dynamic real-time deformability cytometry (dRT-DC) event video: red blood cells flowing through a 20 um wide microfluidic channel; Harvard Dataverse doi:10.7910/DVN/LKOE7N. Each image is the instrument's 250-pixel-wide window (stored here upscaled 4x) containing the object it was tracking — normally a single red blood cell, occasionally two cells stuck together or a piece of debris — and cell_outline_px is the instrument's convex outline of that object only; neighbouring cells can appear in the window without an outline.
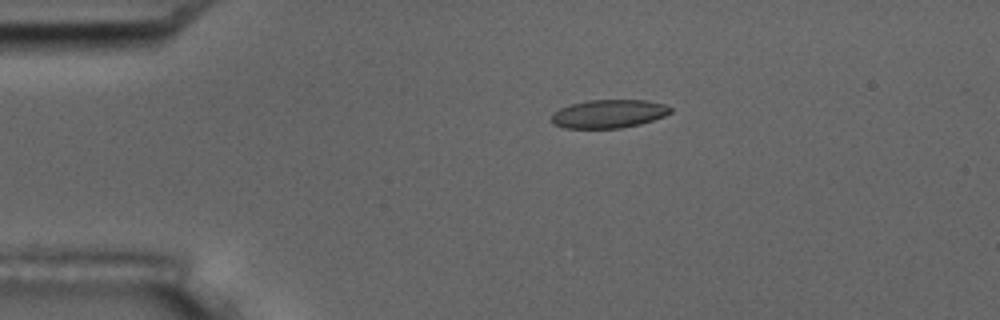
{"species": "common noctule bat (a hibernating species)", "species_latin": "Nyctalus noctula", "temperature_condition": "room temperature", "stored_images_in_passage": 8, "camera_frame_rate_fps": 3000, "um_per_image_px": 0.085, "animal": {"sex": "male", "body_mass_g": 17.5, "forearm_length_mm": 52.3}, "frame": {"image": 1, "passage_image": 3, "time_ms": 3.333, "image_size_px": [1000, 320], "cell_outline_px": [[672, 112], [664, 116], [640, 124], [620, 128], [564, 128], [552, 124], [552, 112], [560, 108], [572, 104], [588, 100], [648, 100], [664, 104], [672, 108]], "centroid_in_image_um": [51.74, 9.67], "position_along_channel_um": 33.3, "area_um2": 19.71}}
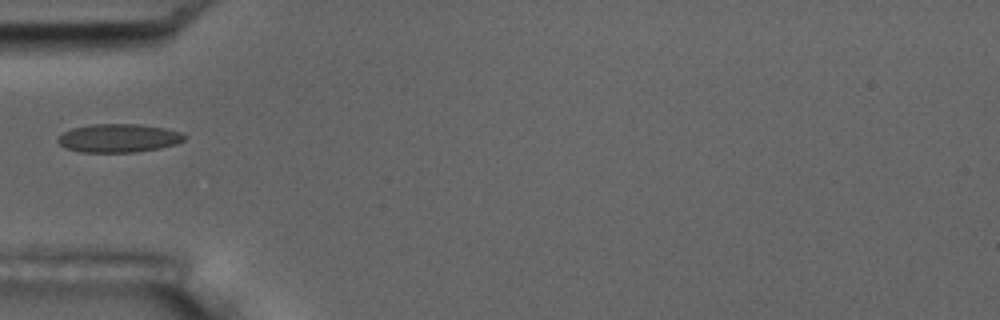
{"frame": {"image": 2, "passage_image": 5, "time_ms": 5.667, "image_size_px": [1000, 320], "cell_outline_px": [[188, 136], [184, 140], [176, 144], [160, 148], [136, 152], [80, 152], [64, 148], [56, 140], [56, 136], [72, 128], [92, 124], [140, 124], [164, 128], [184, 132]], "centroid_in_image_um": [10.09, 11.74], "position_along_channel_um": 74.9, "area_um2": 21.27}}
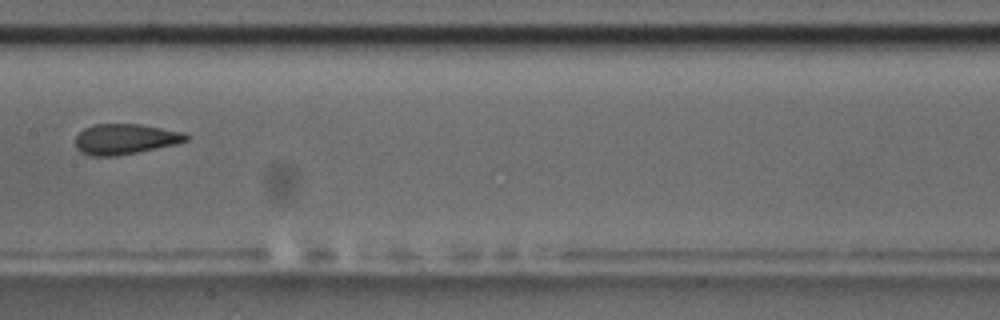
{"frame": {"image": 3, "passage_image": 8, "time_ms": 9.0, "image_size_px": [1000, 320], "cell_outline_px": [[188, 140], [176, 144], [116, 156], [92, 156], [80, 152], [76, 148], [76, 136], [84, 128], [96, 124], [140, 124], [184, 132], [188, 136]], "centroid_in_image_um": [10.62, 11.82], "position_along_channel_um": 196.8, "area_um2": 19.54}}